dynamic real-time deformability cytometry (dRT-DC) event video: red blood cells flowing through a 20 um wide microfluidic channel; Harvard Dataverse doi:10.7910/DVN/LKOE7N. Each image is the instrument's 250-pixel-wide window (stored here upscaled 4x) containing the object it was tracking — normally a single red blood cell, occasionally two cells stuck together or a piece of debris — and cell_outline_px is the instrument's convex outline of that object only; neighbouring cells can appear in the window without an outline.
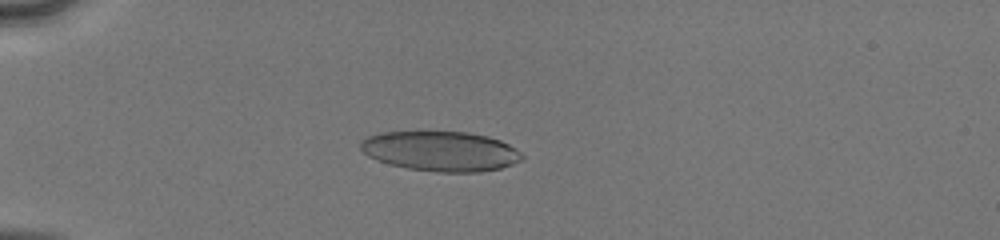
{"species": "human", "species_latin": "Homo sapiens", "temperature_condition": "cold", "stored_images_in_passage": 52, "camera_frame_rate_fps": 3000, "um_per_image_px": 0.085, "donor": {"sex": "male"}, "frame": {"image": 1, "passage_image": 16, "time_ms": 5.0, "image_size_px": [1000, 240], "cell_outline_px": [[524, 160], [500, 168], [480, 172], [436, 172], [408, 168], [388, 164], [368, 156], [360, 148], [360, 140], [368, 136], [380, 132], [468, 132], [488, 136], [500, 140], [516, 148], [524, 156]], "centroid_in_image_um": [37.47, 12.85], "position_along_channel_um": 47.5, "area_um2": 37.69}}
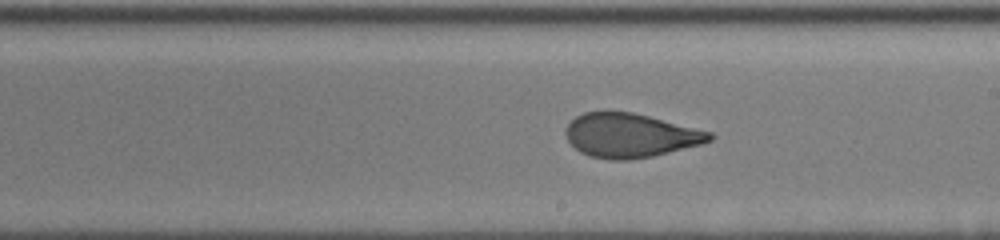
{"frame": {"image": 2, "passage_image": 32, "time_ms": 10.333, "image_size_px": [1000, 240], "cell_outline_px": [[716, 136], [712, 140], [704, 144], [652, 156], [628, 160], [612, 160], [592, 156], [580, 152], [568, 140], [564, 132], [568, 124], [576, 116], [584, 112], [608, 108], [632, 112], [712, 132]], "centroid_in_image_um": [53.57, 11.48], "position_along_channel_um": 235.4, "area_um2": 37.45}}
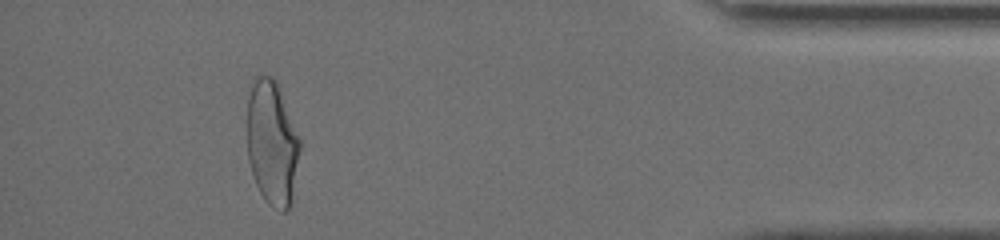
{"frame": {"image": 3, "passage_image": 48, "time_ms": 15.667, "image_size_px": [1000, 240], "cell_outline_px": [[300, 148], [288, 208], [284, 212], [280, 212], [268, 204], [260, 192], [256, 184], [248, 160], [248, 100], [252, 80], [256, 76], [272, 76], [276, 80], [300, 140]], "centroid_in_image_um": [23.1, 12.12], "position_along_channel_um": 412.1, "area_um2": 37.51}, "authors_computed_cell_mechanics": {"area_um2": 38.1769, "velocity_mm_per_s": 4.1399, "shape_relaxation_time_tau1_ms": 6.2724, "shape_relaxation_time_tau2_ms": 0.8598, "deformation_change_tau1": 0.1997, "deformation_change_tau2": 0.0806}}